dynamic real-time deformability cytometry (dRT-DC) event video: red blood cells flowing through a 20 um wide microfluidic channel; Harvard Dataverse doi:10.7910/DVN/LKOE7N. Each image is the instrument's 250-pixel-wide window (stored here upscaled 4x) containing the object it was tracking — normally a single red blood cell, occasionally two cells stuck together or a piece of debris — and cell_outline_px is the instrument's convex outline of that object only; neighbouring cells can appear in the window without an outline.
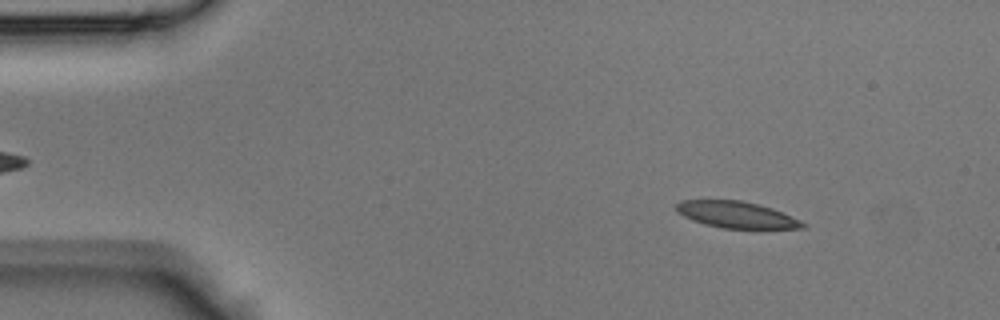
{"species": "Egyptian fruit bat (a non-hibernating species)", "species_latin": "Rousettus aegyptiacus", "temperature_condition": "room temperature", "stored_images_in_passage": 43, "camera_frame_rate_fps": 3000, "um_per_image_px": 0.085, "animal": {"sex": "male"}, "frame": {"image": 1, "passage_image": 5, "time_ms": 1.333, "image_size_px": [1000, 320], "cell_outline_px": [[808, 224], [804, 228], [720, 228], [704, 224], [692, 220], [684, 216], [676, 208], [676, 204], [680, 200], [740, 200], [760, 204], [772, 208], [800, 220]], "centroid_in_image_um": [62.61, 18.24], "position_along_channel_um": 22.4, "area_um2": 19.42}}
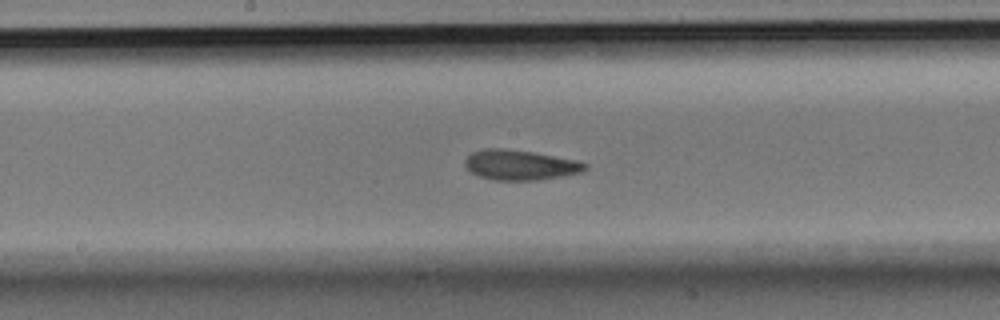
{"frame": {"image": 2, "passage_image": 22, "time_ms": 7.0, "image_size_px": [1000, 320], "cell_outline_px": [[588, 168], [584, 172], [540, 180], [496, 180], [480, 176], [464, 168], [464, 160], [472, 152], [484, 148], [504, 148], [532, 152], [576, 160], [588, 164]], "centroid_in_image_um": [44.21, 14.02], "position_along_channel_um": 204.0, "area_um2": 21.15}}
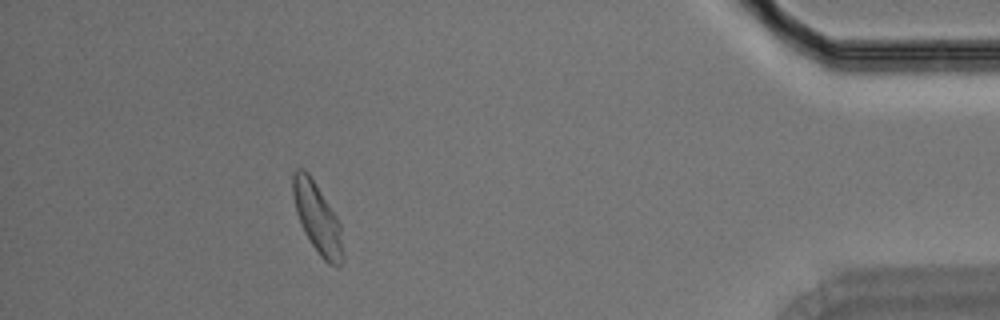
{"frame": {"image": 3, "passage_image": 39, "time_ms": 12.667, "image_size_px": [1000, 320], "cell_outline_px": [[340, 264], [336, 268], [328, 264], [320, 256], [304, 232], [296, 212], [292, 196], [292, 172], [296, 168], [304, 168], [308, 172], [336, 216], [340, 224]], "centroid_in_image_um": [26.9, 18.46], "position_along_channel_um": 408.3, "area_um2": 19.88}}